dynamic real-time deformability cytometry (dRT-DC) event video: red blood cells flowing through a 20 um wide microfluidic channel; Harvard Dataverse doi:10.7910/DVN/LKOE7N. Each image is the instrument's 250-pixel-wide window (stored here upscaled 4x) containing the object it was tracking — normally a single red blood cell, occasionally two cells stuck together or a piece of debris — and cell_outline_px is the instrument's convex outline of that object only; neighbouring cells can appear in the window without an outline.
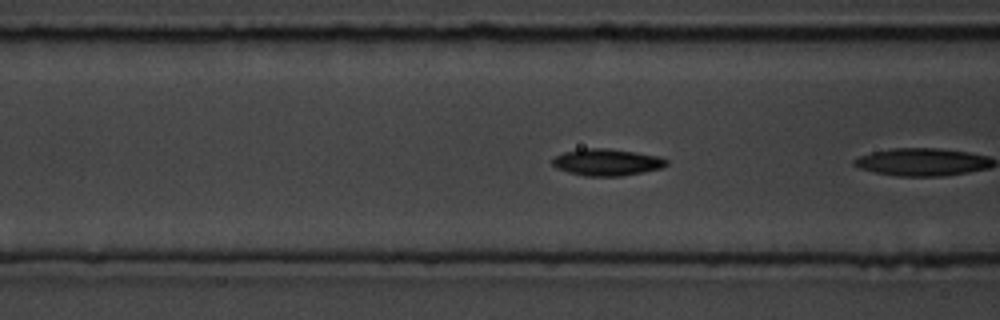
{"species": "common noctule bat (a hibernating species)", "species_latin": "Nyctalus noctula", "temperature_condition": "room temperature", "stored_images_in_passage": 5, "camera_frame_rate_fps": 3000, "um_per_image_px": 0.085, "animal": {"sex": "male", "body_mass_g": 19.5, "forearm_length_mm": 54.6}, "frame": {"image": 1, "passage_image": 4, "time_ms": 1.0, "image_size_px": [1000, 320], "cell_outline_px": [[668, 164], [660, 168], [620, 176], [584, 176], [568, 172], [556, 168], [552, 164], [552, 160], [556, 156], [564, 152], [584, 148], [604, 148], [636, 152], [660, 156], [668, 160]], "centroid_in_image_um": [51.57, 13.78], "position_along_channel_um": 115.0, "area_um2": 17.69}}